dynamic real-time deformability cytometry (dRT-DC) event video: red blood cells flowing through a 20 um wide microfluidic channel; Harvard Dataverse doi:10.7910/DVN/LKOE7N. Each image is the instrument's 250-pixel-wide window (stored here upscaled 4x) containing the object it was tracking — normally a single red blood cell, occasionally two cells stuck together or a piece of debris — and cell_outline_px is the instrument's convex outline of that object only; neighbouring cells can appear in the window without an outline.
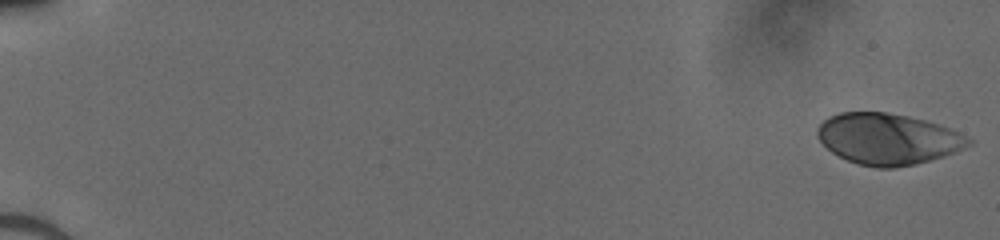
{"species": "human", "species_latin": "Homo sapiens", "temperature_condition": "cold", "stored_images_in_passage": 51, "camera_frame_rate_fps": 3000, "um_per_image_px": 0.085, "donor": {"sex": "male"}, "frame": {"image": 1, "passage_image": 1, "time_ms": 0.0, "image_size_px": [1000, 240], "cell_outline_px": [[972, 144], [944, 156], [916, 164], [896, 168], [876, 168], [860, 164], [848, 160], [832, 152], [816, 136], [816, 128], [828, 116], [840, 112], [888, 112], [908, 116], [924, 120], [952, 128], [972, 140]], "centroid_in_image_um": [75.47, 11.8], "position_along_channel_um": 9.5, "area_um2": 45.03}}
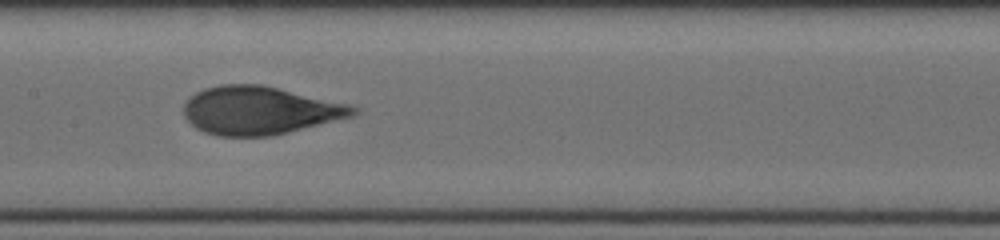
{"frame": {"image": 2, "passage_image": 28, "time_ms": 9.0, "image_size_px": [1000, 240], "cell_outline_px": [[360, 112], [352, 116], [272, 136], [216, 136], [204, 132], [196, 128], [184, 116], [184, 104], [188, 96], [204, 88], [220, 84], [260, 84], [348, 104], [356, 108]], "centroid_in_image_um": [22.01, 9.39], "position_along_channel_um": 185.4, "area_um2": 47.34}}
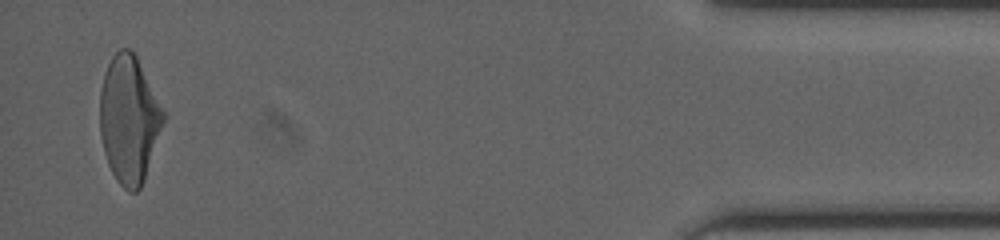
{"frame": {"image": 3, "passage_image": 50, "time_ms": 16.333, "image_size_px": [1000, 240], "cell_outline_px": [[168, 116], [144, 180], [140, 188], [136, 192], [128, 192], [116, 180], [108, 164], [104, 152], [100, 132], [100, 92], [104, 72], [112, 56], [120, 48], [128, 48], [136, 56]], "centroid_in_image_um": [11.0, 10.16], "position_along_channel_um": 424.2, "area_um2": 47.57}}